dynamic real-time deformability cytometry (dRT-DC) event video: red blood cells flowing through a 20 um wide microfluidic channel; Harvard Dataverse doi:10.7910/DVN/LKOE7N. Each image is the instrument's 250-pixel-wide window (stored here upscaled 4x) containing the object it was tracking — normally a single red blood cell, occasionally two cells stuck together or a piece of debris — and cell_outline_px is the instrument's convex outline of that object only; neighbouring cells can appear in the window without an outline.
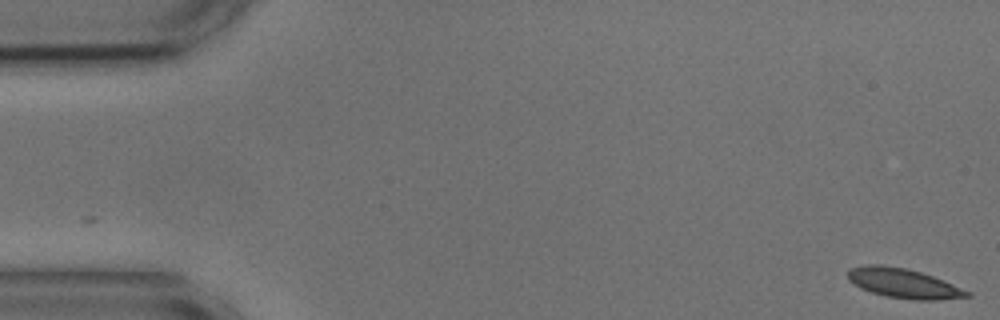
{"species": "common noctule bat (a hibernating species)", "species_latin": "Nyctalus noctula", "temperature_condition": "cold", "stored_images_in_passage": 4, "camera_frame_rate_fps": 3000, "um_per_image_px": 0.085, "animal": {"sex": "male", "body_mass_g": 17.9, "forearm_length_mm": 54.2}, "frame": {"image": 1, "passage_image": 1, "time_ms": 0.0, "image_size_px": [1000, 320], "cell_outline_px": [[972, 296], [936, 300], [912, 300], [884, 296], [860, 288], [848, 280], [848, 268], [864, 264], [880, 264], [904, 268], [920, 272], [932, 276], [972, 292]], "centroid_in_image_um": [76.77, 24.08], "position_along_channel_um": 8.2, "area_um2": 20.63}}